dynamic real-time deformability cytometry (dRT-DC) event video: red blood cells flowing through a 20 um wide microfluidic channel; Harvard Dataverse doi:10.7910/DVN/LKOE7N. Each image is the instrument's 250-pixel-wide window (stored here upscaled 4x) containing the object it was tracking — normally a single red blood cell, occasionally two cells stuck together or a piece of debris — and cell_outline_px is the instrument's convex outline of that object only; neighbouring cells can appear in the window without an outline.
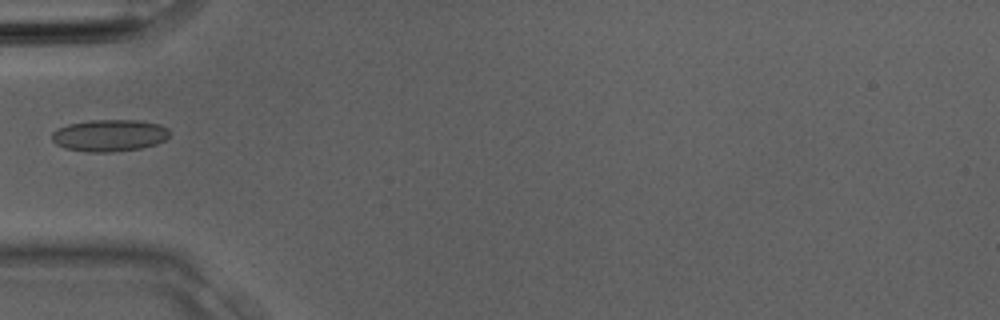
{"species": "Egyptian fruit bat (a non-hibernating species)", "species_latin": "Rousettus aegyptiacus", "temperature_condition": "room temperature", "stored_images_in_passage": 3, "camera_frame_rate_fps": 3000, "um_per_image_px": 0.085, "animal": {"sex": "male"}, "frame": {"image": 1, "passage_image": 3, "time_ms": 0.667, "image_size_px": [1000, 320], "cell_outline_px": [[168, 136], [164, 140], [156, 144], [140, 148], [112, 152], [88, 152], [64, 148], [56, 144], [52, 140], [52, 132], [68, 124], [92, 120], [140, 120], [160, 124], [168, 128]], "centroid_in_image_um": [9.3, 11.51], "position_along_channel_um": 75.7, "area_um2": 21.85}}